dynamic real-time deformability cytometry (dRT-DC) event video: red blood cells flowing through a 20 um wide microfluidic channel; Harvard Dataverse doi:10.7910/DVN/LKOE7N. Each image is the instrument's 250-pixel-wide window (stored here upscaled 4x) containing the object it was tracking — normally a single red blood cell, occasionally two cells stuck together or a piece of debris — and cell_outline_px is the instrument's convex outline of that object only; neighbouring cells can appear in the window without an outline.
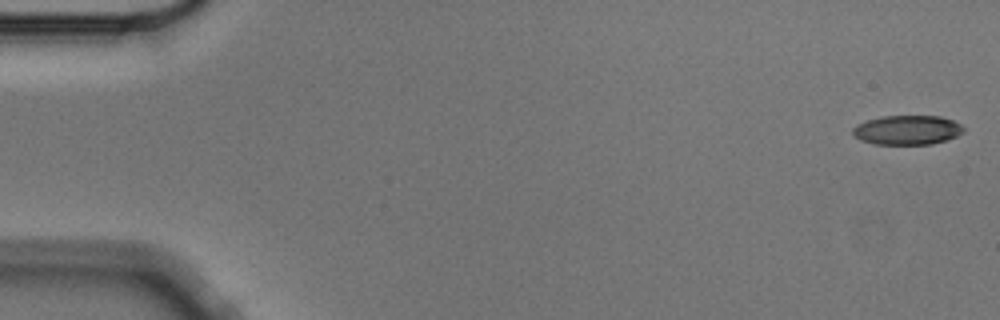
{"species": "Egyptian fruit bat (a non-hibernating species)", "species_latin": "Rousettus aegyptiacus", "temperature_condition": "cold", "stored_images_in_passage": 5, "camera_frame_rate_fps": 3000, "um_per_image_px": 0.085, "animal": {"sex": "male"}, "frame": {"image": 1, "passage_image": 1, "time_ms": 0.0, "image_size_px": [1000, 320], "cell_outline_px": [[964, 132], [948, 140], [932, 144], [876, 144], [860, 140], [852, 132], [852, 128], [856, 124], [868, 120], [884, 116], [940, 116], [952, 120], [960, 124], [964, 128]], "centroid_in_image_um": [77.13, 11.05], "position_along_channel_um": 7.9, "area_um2": 18.96}}
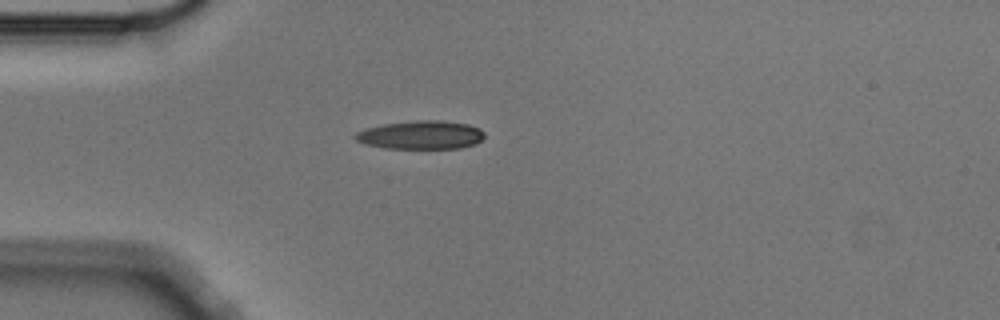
{"frame": {"image": 2, "passage_image": 5, "time_ms": 1.333, "image_size_px": [1000, 320], "cell_outline_px": [[484, 136], [476, 144], [460, 148], [384, 148], [364, 144], [356, 140], [352, 136], [356, 132], [364, 128], [384, 124], [416, 120], [440, 120], [468, 124], [480, 128], [484, 132]], "centroid_in_image_um": [35.75, 11.47], "position_along_channel_um": 49.2, "area_um2": 21.56}}